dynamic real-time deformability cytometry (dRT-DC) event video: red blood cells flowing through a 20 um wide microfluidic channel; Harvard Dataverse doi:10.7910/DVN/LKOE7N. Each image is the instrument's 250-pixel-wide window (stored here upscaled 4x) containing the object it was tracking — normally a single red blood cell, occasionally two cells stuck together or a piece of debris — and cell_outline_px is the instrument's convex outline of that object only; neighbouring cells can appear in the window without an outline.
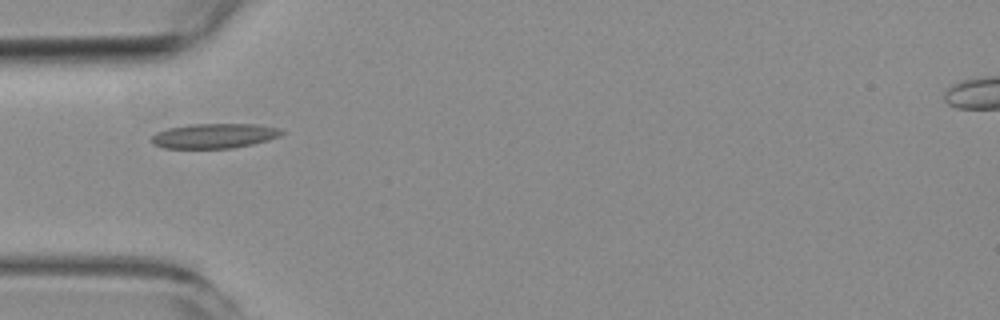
{"species": "common noctule bat (a hibernating species)", "species_latin": "Nyctalus noctula", "temperature_condition": "room temperature", "stored_images_in_passage": 3, "camera_frame_rate_fps": 3000, "um_per_image_px": 0.085, "animal": {"sex": "female", "body_mass_g": 19.3, "forearm_length_mm": 54.1}, "frame": {"image": 1, "passage_image": 1, "time_ms": 0.0, "image_size_px": [1000, 320], "cell_outline_px": [[284, 132], [280, 136], [268, 140], [252, 144], [232, 148], [164, 148], [152, 144], [148, 140], [156, 132], [168, 128], [188, 124], [256, 124], [280, 128]], "centroid_in_image_um": [18.18, 11.54], "position_along_channel_um": 66.8, "area_um2": 18.96}}
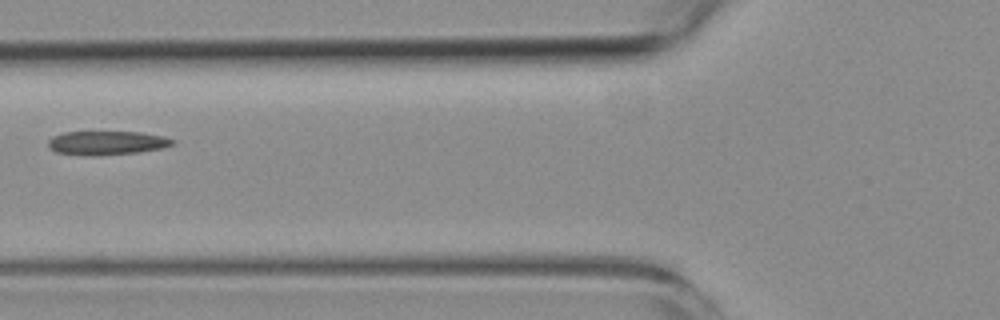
{"frame": {"image": 2, "passage_image": 2, "time_ms": 1.333, "image_size_px": [1000, 320], "cell_outline_px": [[176, 144], [164, 148], [140, 152], [100, 156], [92, 156], [56, 152], [48, 148], [48, 140], [52, 136], [64, 132], [140, 132], [164, 136], [176, 140]], "centroid_in_image_um": [9.12, 12.15], "position_along_channel_um": 116.7, "area_um2": 17.63}}
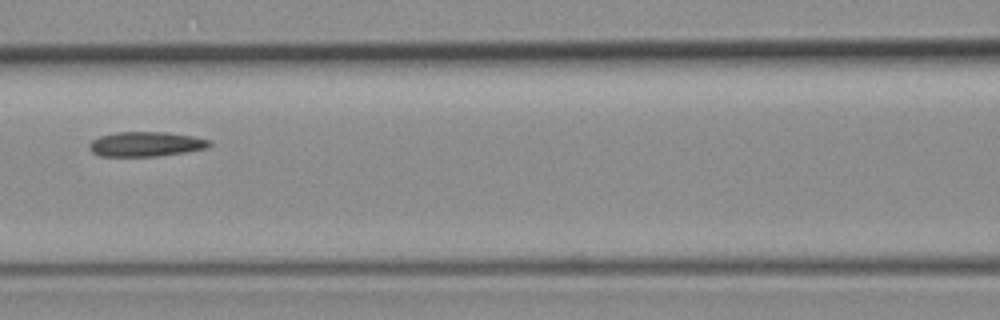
{"frame": {"image": 3, "passage_image": 3, "time_ms": 2.333, "image_size_px": [1000, 320], "cell_outline_px": [[212, 144], [208, 148], [184, 152], [156, 156], [100, 156], [92, 152], [88, 148], [88, 144], [92, 140], [100, 136], [116, 132], [164, 132], [192, 136], [212, 140]], "centroid_in_image_um": [12.39, 12.25], "position_along_channel_um": 154.2, "area_um2": 17.34}}